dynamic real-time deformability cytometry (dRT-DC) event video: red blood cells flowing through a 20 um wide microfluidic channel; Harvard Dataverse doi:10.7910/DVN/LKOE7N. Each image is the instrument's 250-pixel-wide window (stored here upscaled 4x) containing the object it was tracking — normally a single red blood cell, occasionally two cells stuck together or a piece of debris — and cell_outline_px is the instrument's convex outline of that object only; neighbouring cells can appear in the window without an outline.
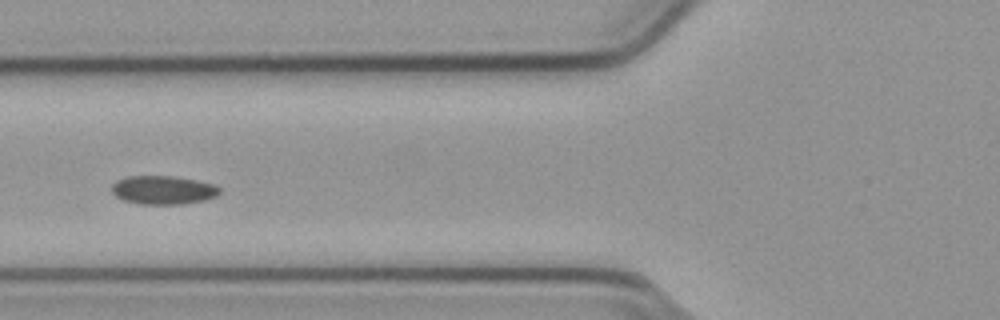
{"species": "common noctule bat (a hibernating species)", "species_latin": "Nyctalus noctula", "temperature_condition": "cold", "stored_images_in_passage": 38, "camera_frame_rate_fps": 3000, "um_per_image_px": 0.085, "animal": {"sex": "male", "body_mass_g": 23.1, "forearm_length_mm": 52.7}, "frame": {"image": 1, "passage_image": 6, "time_ms": 1.667, "image_size_px": [1000, 320], "cell_outline_px": [[220, 192], [216, 196], [204, 200], [180, 204], [140, 204], [124, 200], [116, 196], [112, 192], [112, 184], [116, 180], [128, 176], [172, 176], [216, 184], [220, 188]], "centroid_in_image_um": [13.86, 16.15], "position_along_channel_um": 111.9, "area_um2": 17.92}}
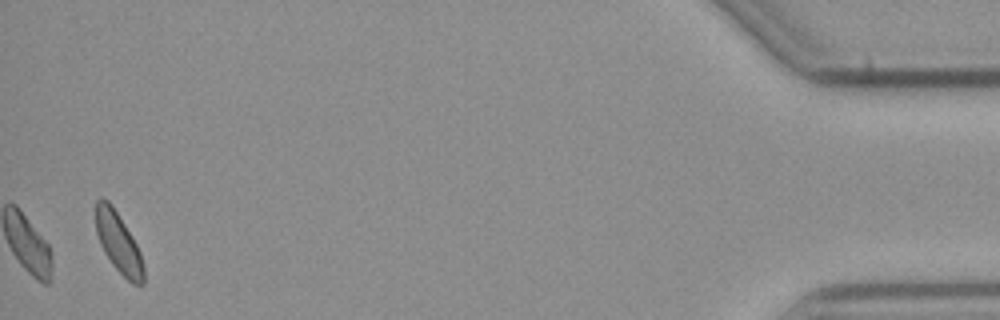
{"frame": {"image": 2, "passage_image": 38, "time_ms": 12.333, "image_size_px": [1000, 320], "cell_outline_px": [[144, 284], [140, 288], [132, 284], [112, 264], [104, 252], [100, 244], [96, 232], [96, 200], [100, 196], [108, 200], [112, 204], [136, 244], [140, 252], [144, 268]], "centroid_in_image_um": [10.07, 20.65], "position_along_channel_um": 425.1, "area_um2": 16.82}}